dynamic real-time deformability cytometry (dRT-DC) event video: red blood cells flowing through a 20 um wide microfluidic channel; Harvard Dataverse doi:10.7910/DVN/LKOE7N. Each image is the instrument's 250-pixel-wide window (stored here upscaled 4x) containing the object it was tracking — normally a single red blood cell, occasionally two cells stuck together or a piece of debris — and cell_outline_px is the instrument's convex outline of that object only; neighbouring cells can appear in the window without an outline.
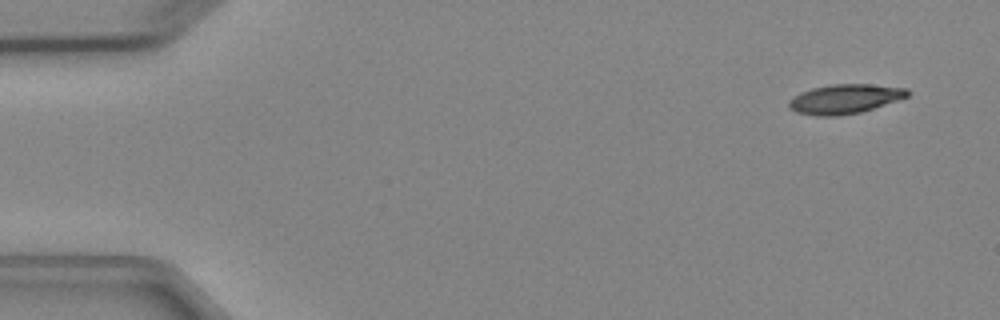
{"species": "Egyptian fruit bat (a non-hibernating species)", "species_latin": "Rousettus aegyptiacus", "temperature_condition": "cold", "stored_images_in_passage": 4, "camera_frame_rate_fps": 3000, "um_per_image_px": 0.085, "animal": {"sex": "female"}, "frame": {"image": 1, "passage_image": 1, "time_ms": 0.0, "image_size_px": [1000, 320], "cell_outline_px": [[908, 96], [860, 112], [836, 116], [816, 116], [796, 112], [788, 108], [788, 100], [800, 92], [812, 88], [832, 84], [868, 84], [908, 88]], "centroid_in_image_um": [71.74, 8.41], "position_along_channel_um": 13.3, "area_um2": 20.17}}
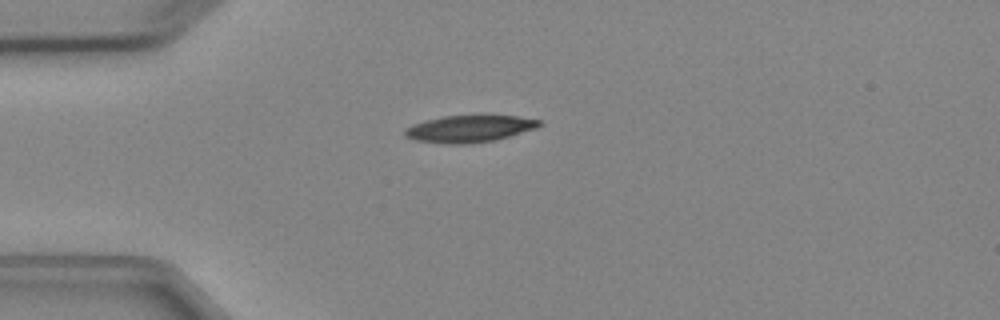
{"frame": {"image": 2, "passage_image": 4, "time_ms": 3.333, "image_size_px": [1000, 320], "cell_outline_px": [[540, 124], [536, 128], [496, 140], [472, 144], [444, 144], [416, 140], [404, 136], [404, 132], [412, 124], [424, 120], [444, 116], [516, 116], [540, 120]], "centroid_in_image_um": [39.87, 10.96], "position_along_channel_um": 45.1, "area_um2": 20.98}}